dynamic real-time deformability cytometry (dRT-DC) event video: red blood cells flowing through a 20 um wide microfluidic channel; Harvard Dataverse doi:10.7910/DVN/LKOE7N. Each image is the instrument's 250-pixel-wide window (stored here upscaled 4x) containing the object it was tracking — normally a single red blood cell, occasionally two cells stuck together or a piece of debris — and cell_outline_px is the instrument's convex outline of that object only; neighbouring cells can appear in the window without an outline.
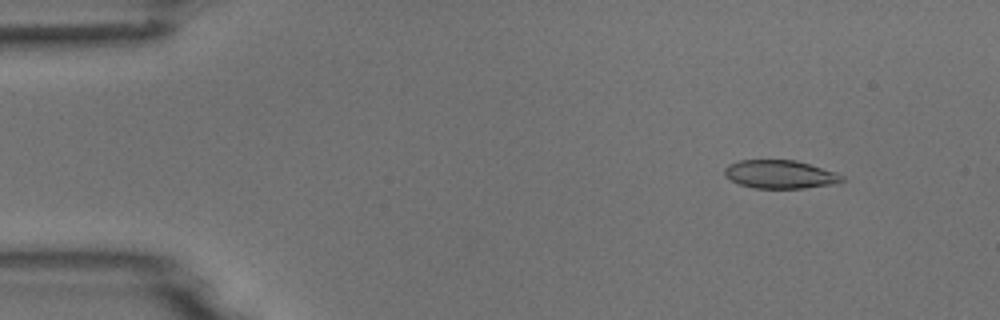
{"species": "common noctule bat (a hibernating species)", "species_latin": "Nyctalus noctula", "temperature_condition": "room temperature", "stored_images_in_passage": 6, "camera_frame_rate_fps": 3000, "um_per_image_px": 0.085, "animal": {"sex": "male", "body_mass_g": 18.8}, "frame": {"image": 1, "passage_image": 2, "time_ms": 1.333, "image_size_px": [1000, 320], "cell_outline_px": [[844, 180], [828, 184], [804, 188], [752, 188], [740, 184], [724, 176], [724, 168], [728, 164], [740, 160], [796, 160], [836, 172], [844, 176]], "centroid_in_image_um": [66.26, 14.81], "position_along_channel_um": 18.7, "area_um2": 19.25}}
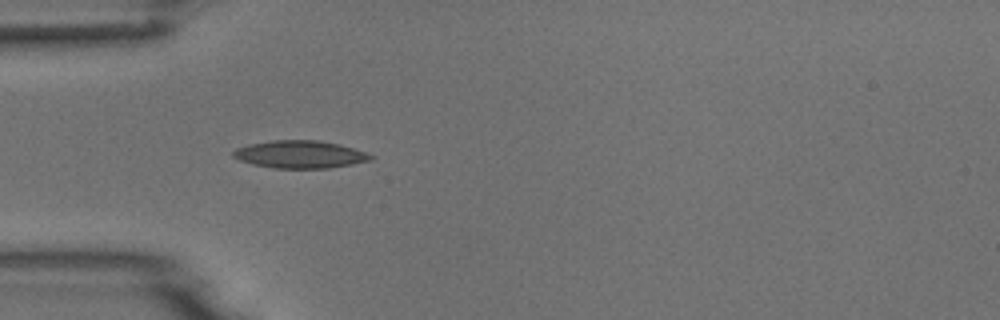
{"frame": {"image": 2, "passage_image": 5, "time_ms": 4.667, "image_size_px": [1000, 320], "cell_outline_px": [[376, 156], [372, 160], [352, 164], [328, 168], [276, 168], [252, 164], [240, 160], [232, 156], [232, 152], [236, 148], [248, 144], [272, 140], [316, 140], [340, 144]], "centroid_in_image_um": [25.49, 13.12], "position_along_channel_um": 59.5, "area_um2": 22.08}}